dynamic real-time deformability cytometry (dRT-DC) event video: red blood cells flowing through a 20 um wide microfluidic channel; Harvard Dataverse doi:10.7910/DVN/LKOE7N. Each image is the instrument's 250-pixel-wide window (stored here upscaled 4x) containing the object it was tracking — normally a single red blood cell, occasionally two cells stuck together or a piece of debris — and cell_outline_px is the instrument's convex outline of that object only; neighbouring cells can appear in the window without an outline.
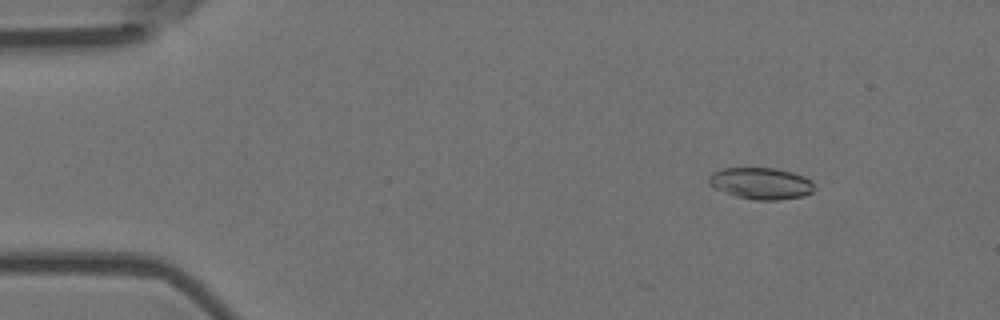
{"species": "Egyptian fruit bat (a non-hibernating species)", "species_latin": "Rousettus aegyptiacus", "temperature_condition": "room temperature", "stored_images_in_passage": 15, "camera_frame_rate_fps": 3000, "um_per_image_px": 0.085, "animal": {"sex": "female"}, "frame": {"image": 1, "passage_image": 7, "time_ms": 2.0, "image_size_px": [1000, 320], "cell_outline_px": [[816, 188], [812, 192], [804, 196], [776, 200], [752, 200], [736, 196], [724, 192], [708, 184], [708, 176], [712, 172], [724, 168], [776, 168], [792, 172], [804, 176], [812, 180]], "centroid_in_image_um": [64.7, 15.59], "position_along_channel_um": 20.3, "area_um2": 19.65}}